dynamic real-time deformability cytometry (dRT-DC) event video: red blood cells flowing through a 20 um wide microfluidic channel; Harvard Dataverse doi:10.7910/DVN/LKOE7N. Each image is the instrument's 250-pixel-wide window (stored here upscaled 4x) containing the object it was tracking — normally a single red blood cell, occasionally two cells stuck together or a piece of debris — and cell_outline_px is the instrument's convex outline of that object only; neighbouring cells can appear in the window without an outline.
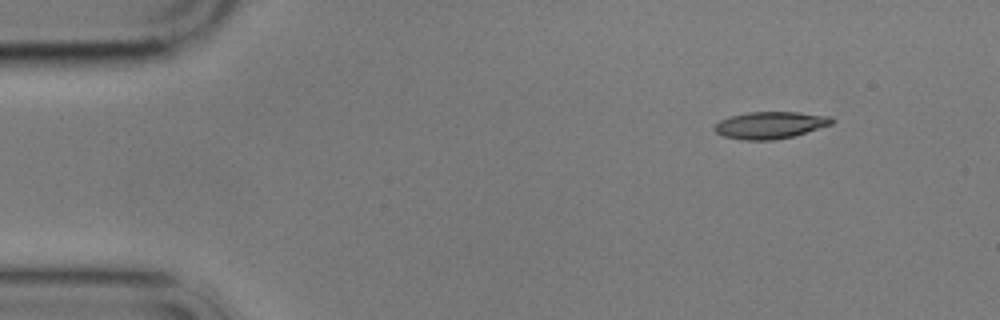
{"species": "common noctule bat (a hibernating species)", "species_latin": "Nyctalus noctula", "temperature_condition": "cold", "stored_images_in_passage": 4, "camera_frame_rate_fps": 3000, "um_per_image_px": 0.085, "animal": {"sex": "male", "body_mass_g": 17.9}, "frame": {"image": 1, "passage_image": 1, "time_ms": 0.0, "image_size_px": [1000, 320], "cell_outline_px": [[836, 120], [832, 124], [792, 136], [776, 140], [740, 140], [724, 136], [716, 132], [712, 128], [720, 120], [728, 116], [748, 112], [800, 112], [832, 116]], "centroid_in_image_um": [65.46, 10.63], "position_along_channel_um": 19.5, "area_um2": 18.61}}
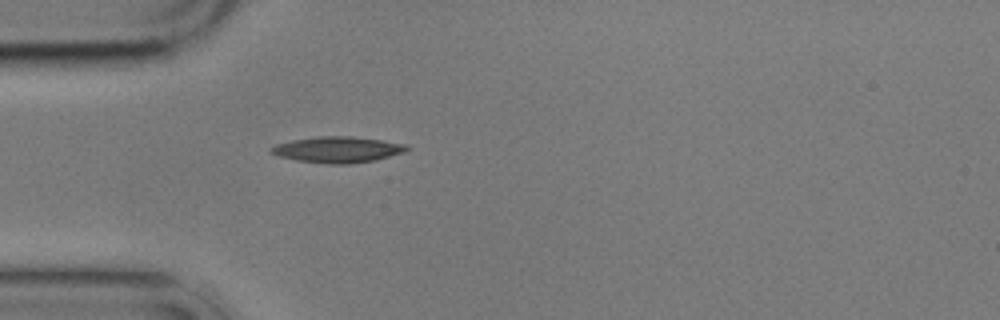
{"frame": {"image": 2, "passage_image": 4, "time_ms": 3.333, "image_size_px": [1000, 320], "cell_outline_px": [[412, 148], [404, 152], [376, 160], [348, 164], [328, 164], [296, 160], [280, 156], [268, 152], [276, 144], [292, 140], [320, 136], [352, 136], [408, 144]], "centroid_in_image_um": [28.74, 12.71], "position_along_channel_um": 56.3, "area_um2": 20.58}}